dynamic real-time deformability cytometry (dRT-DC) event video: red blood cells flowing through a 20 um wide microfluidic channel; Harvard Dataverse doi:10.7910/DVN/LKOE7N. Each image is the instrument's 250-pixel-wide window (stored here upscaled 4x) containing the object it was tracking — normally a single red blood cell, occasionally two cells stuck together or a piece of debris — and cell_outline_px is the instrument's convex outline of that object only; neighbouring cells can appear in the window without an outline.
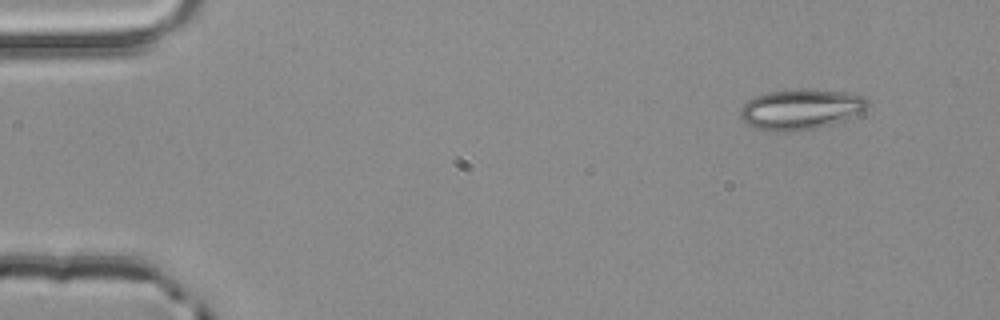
{"species": "common noctule bat (a hibernating species)", "species_latin": "Nyctalus noctula", "temperature_condition": "room temperature", "stored_images_in_passage": 3, "camera_frame_rate_fps": 3000, "um_per_image_px": 0.085, "animal": {"sex": "male", "body_mass_g": 20.4}, "frame": {"image": 1, "passage_image": 1, "time_ms": 0.0, "image_size_px": [1000, 320], "cell_outline_px": [[868, 104], [864, 112], [844, 120], [832, 124], [816, 128], [796, 132], [776, 132], [756, 128], [740, 120], [740, 108], [748, 100], [756, 96], [768, 92], [804, 88], [848, 92], [864, 96], [868, 100]], "centroid_in_image_um": [68.08, 9.29], "position_along_channel_um": 16.9, "area_um2": 30.46}}